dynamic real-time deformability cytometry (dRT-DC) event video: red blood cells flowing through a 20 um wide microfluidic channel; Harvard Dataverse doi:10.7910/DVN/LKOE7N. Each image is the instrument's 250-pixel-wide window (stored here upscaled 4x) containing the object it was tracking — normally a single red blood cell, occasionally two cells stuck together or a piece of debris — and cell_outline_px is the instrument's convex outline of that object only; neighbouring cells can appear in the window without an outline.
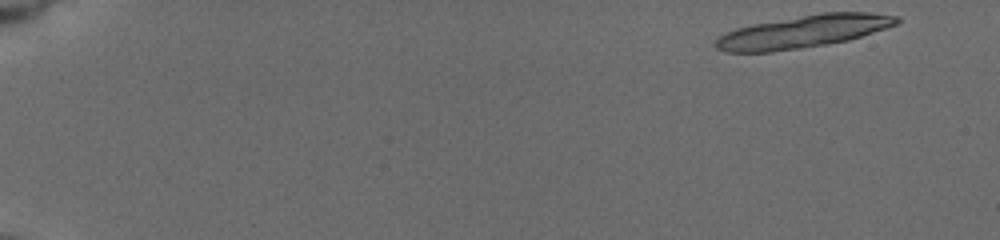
{"species": "common noctule bat (a hibernating species)", "species_latin": "Nyctalus noctula", "temperature_condition": "cold", "stored_images_in_passage": 13, "camera_frame_rate_fps": 3000, "um_per_image_px": 0.085, "animal": {"sex": "female", "body_mass_g": 19.5, "forearm_length_mm": 54.1}, "frame": {"image": 1, "passage_image": 1, "time_ms": 0.0, "image_size_px": [1000, 240], "cell_outline_px": [[900, 20], [896, 24], [848, 40], [800, 48], [772, 52], [724, 52], [716, 48], [716, 40], [720, 36], [736, 28], [752, 24], [820, 12], [868, 12], [900, 16]], "centroid_in_image_um": [68.27, 2.67], "position_along_channel_um": 16.7, "area_um2": 33.99}}
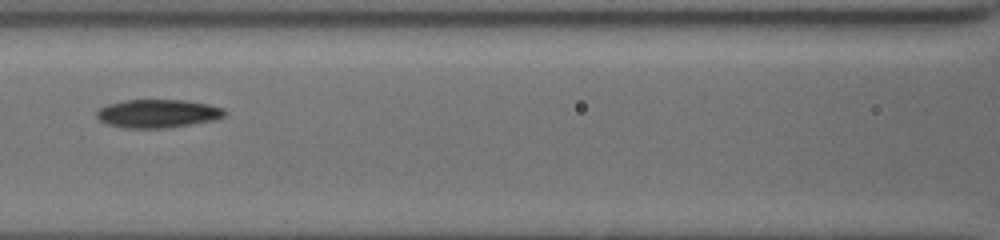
{"frame": {"image": 2, "passage_image": 10, "time_ms": 8.333, "image_size_px": [1000, 240], "cell_outline_px": [[228, 112], [224, 116], [216, 120], [164, 128], [124, 128], [108, 124], [100, 120], [96, 116], [96, 112], [100, 108], [108, 104], [124, 100], [184, 100], [208, 104], [224, 108]], "centroid_in_image_um": [13.43, 9.65], "position_along_channel_um": 153.2, "area_um2": 21.15}}
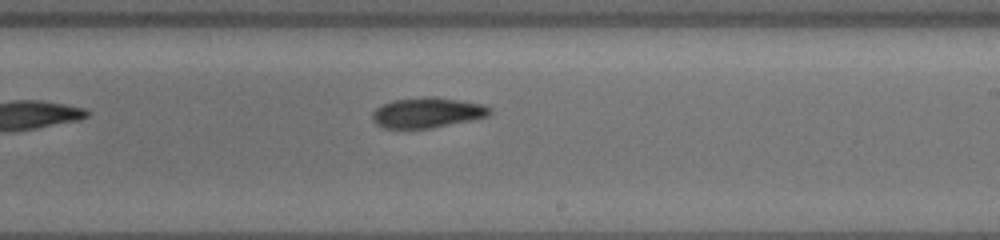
{"frame": {"image": 3, "passage_image": 13, "time_ms": 11.0, "image_size_px": [1000, 240], "cell_outline_px": [[492, 112], [488, 116], [428, 128], [384, 128], [376, 124], [372, 120], [372, 112], [376, 108], [392, 100], [428, 96], [436, 96], [484, 104], [492, 108]], "centroid_in_image_um": [36.31, 9.55], "position_along_channel_um": 252.7, "area_um2": 20.63}}